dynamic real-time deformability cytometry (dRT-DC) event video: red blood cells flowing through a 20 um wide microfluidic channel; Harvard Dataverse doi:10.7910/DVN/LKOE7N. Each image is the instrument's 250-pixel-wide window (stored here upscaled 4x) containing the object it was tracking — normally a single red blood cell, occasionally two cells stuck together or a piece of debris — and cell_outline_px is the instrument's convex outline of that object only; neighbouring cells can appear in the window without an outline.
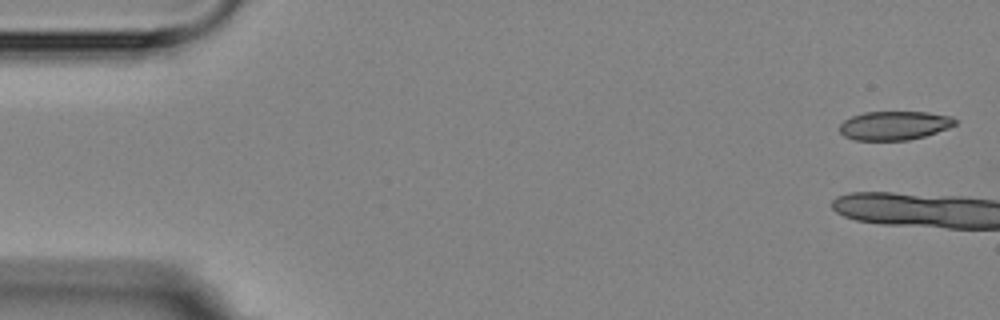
{"species": "Egyptian fruit bat (a non-hibernating species)", "species_latin": "Rousettus aegyptiacus", "temperature_condition": "room temperature", "stored_images_in_passage": 6, "camera_frame_rate_fps": 3000, "um_per_image_px": 0.085, "animal": {"sex": "female"}, "frame": {"image": 1, "passage_image": 1, "time_ms": 0.0, "image_size_px": [1000, 320], "cell_outline_px": [[956, 124], [948, 128], [924, 136], [908, 140], [852, 140], [844, 136], [840, 132], [840, 124], [844, 120], [852, 116], [864, 112], [928, 112], [952, 116], [956, 120]], "centroid_in_image_um": [76.01, 10.66], "position_along_channel_um": 9.0, "area_um2": 19.42}}